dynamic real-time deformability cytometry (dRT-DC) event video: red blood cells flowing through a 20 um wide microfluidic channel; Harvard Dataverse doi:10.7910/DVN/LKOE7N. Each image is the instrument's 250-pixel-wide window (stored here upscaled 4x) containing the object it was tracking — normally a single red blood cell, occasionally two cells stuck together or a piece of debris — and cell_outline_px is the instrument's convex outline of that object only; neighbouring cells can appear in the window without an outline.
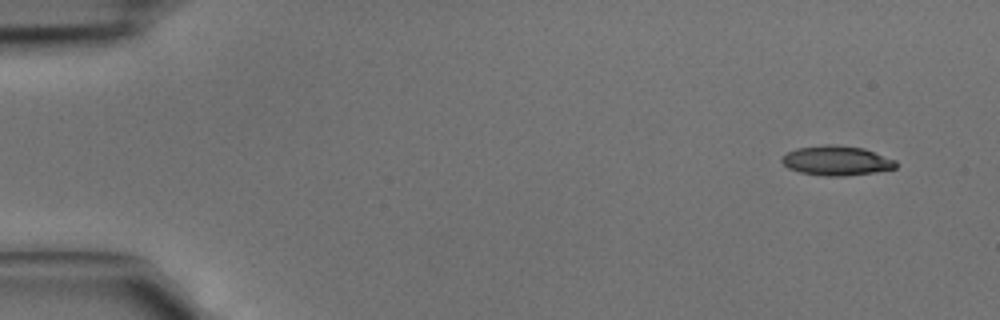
{"species": "common noctule bat (a hibernating species)", "species_latin": "Nyctalus noctula", "temperature_condition": "cold", "stored_images_in_passage": 4, "camera_frame_rate_fps": 3000, "um_per_image_px": 0.085, "animal": {"sex": "male", "body_mass_g": 15.6}, "frame": {"image": 1, "passage_image": 1, "time_ms": 0.0, "image_size_px": [1000, 320], "cell_outline_px": [[896, 168], [876, 172], [844, 176], [824, 176], [800, 172], [788, 168], [780, 160], [780, 156], [796, 148], [824, 144], [828, 144], [864, 148], [896, 160]], "centroid_in_image_um": [71.08, 13.65], "position_along_channel_um": 13.9, "area_um2": 19.77}}
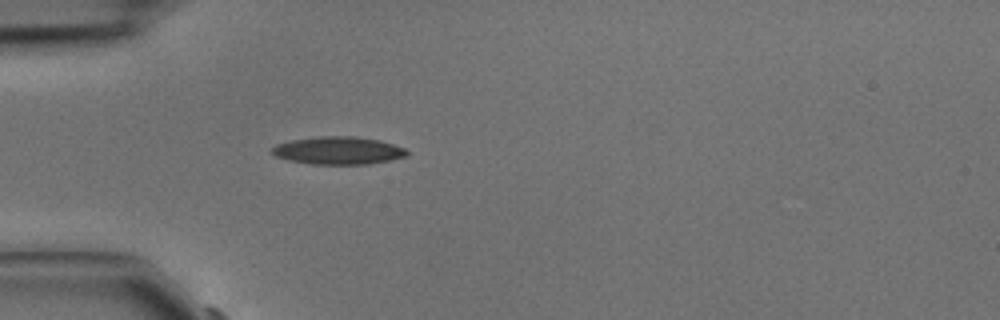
{"frame": {"image": 2, "passage_image": 4, "time_ms": 1.0, "image_size_px": [1000, 320], "cell_outline_px": [[408, 156], [368, 164], [312, 164], [288, 160], [276, 156], [272, 152], [272, 148], [276, 144], [292, 140], [320, 136], [356, 136], [380, 140], [404, 148], [408, 152]], "centroid_in_image_um": [28.76, 12.79], "position_along_channel_um": 56.2, "area_um2": 21.68}}